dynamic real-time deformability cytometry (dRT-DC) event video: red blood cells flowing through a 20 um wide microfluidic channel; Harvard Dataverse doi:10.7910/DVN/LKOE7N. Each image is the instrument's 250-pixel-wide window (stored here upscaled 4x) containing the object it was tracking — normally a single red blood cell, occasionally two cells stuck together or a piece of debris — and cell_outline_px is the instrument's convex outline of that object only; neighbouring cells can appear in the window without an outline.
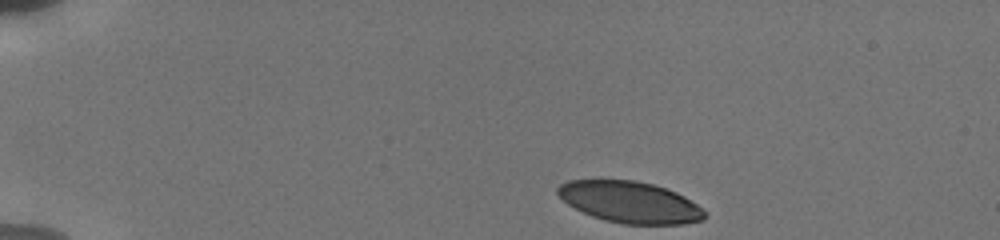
{"species": "human", "species_latin": "Homo sapiens", "temperature_condition": "cold", "stored_images_in_passage": 8, "camera_frame_rate_fps": 3000, "um_per_image_px": 0.085, "donor": {"sex": "male"}, "frame": {"image": 1, "passage_image": 1, "time_ms": 0.0, "image_size_px": [1000, 240], "cell_outline_px": [[708, 216], [704, 220], [684, 224], [624, 224], [604, 220], [592, 216], [568, 204], [556, 192], [556, 188], [560, 184], [568, 180], [636, 180], [668, 188], [684, 196], [696, 204]], "centroid_in_image_um": [53.56, 17.18], "position_along_channel_um": 31.4, "area_um2": 35.43}}
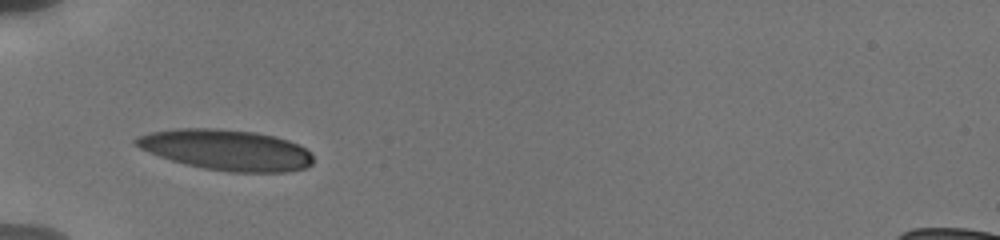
{"frame": {"image": 2, "passage_image": 7, "time_ms": 3.0, "image_size_px": [1000, 240], "cell_outline_px": [[312, 164], [308, 168], [288, 172], [228, 172], [204, 168], [184, 164], [160, 156], [140, 148], [132, 144], [132, 140], [136, 136], [148, 132], [176, 128], [216, 128], [256, 132], [276, 136], [300, 144], [312, 156]], "centroid_in_image_um": [19.23, 12.73], "position_along_channel_um": 65.8, "area_um2": 42.43}}